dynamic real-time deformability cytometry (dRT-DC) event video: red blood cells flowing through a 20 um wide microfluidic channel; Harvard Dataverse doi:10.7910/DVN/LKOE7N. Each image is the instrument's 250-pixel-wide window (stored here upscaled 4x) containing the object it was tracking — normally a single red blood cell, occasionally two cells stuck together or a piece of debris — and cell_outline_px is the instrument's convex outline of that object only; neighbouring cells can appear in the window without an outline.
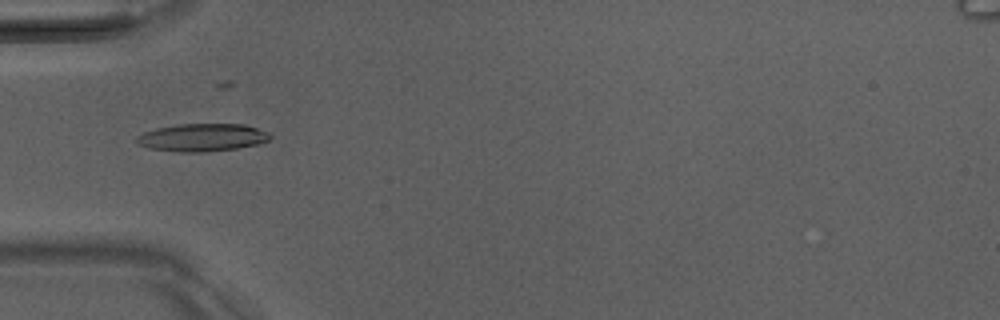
{"species": "Egyptian fruit bat (a non-hibernating species)", "species_latin": "Rousettus aegyptiacus", "temperature_condition": "room temperature", "stored_images_in_passage": 45, "camera_frame_rate_fps": 3000, "um_per_image_px": 0.085, "animal": {"sex": "male"}, "frame": {"image": 1, "passage_image": 11, "time_ms": 3.333, "image_size_px": [1000, 320], "cell_outline_px": [[272, 136], [268, 140], [260, 144], [236, 148], [204, 152], [180, 152], [148, 148], [136, 144], [136, 136], [144, 132], [156, 128], [180, 124], [244, 124], [268, 132]], "centroid_in_image_um": [17.17, 11.69], "position_along_channel_um": 67.8, "area_um2": 21.62}}
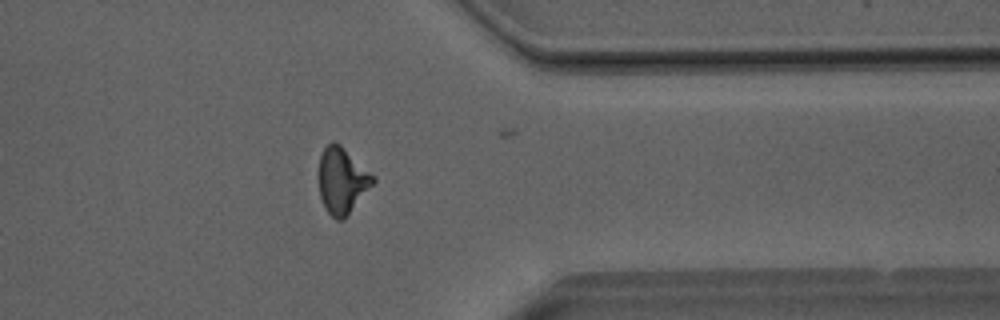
{"frame": {"image": 2, "passage_image": 35, "time_ms": 11.333, "image_size_px": [1000, 320], "cell_outline_px": [[376, 180], [344, 220], [336, 220], [324, 208], [320, 196], [320, 156], [324, 148], [332, 140], [340, 144], [376, 176]], "centroid_in_image_um": [29.1, 15.35], "position_along_channel_um": 382.3, "area_um2": 20.81}}
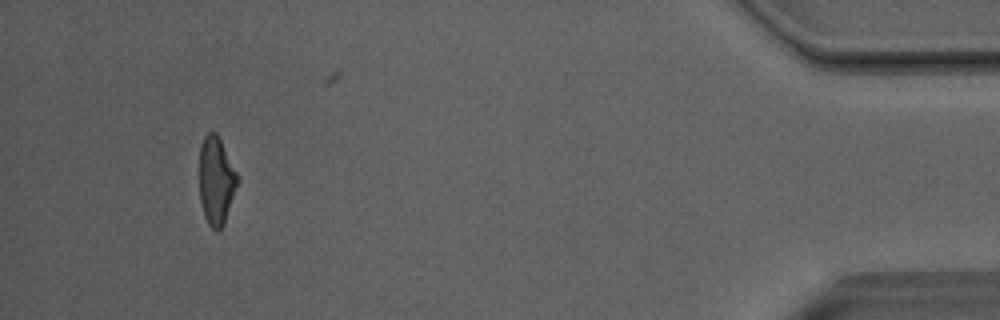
{"frame": {"image": 3, "passage_image": 42, "time_ms": 13.667, "image_size_px": [1000, 320], "cell_outline_px": [[240, 180], [224, 224], [216, 232], [208, 224], [204, 216], [200, 200], [200, 144], [204, 136], [208, 132], [216, 132]], "centroid_in_image_um": [18.38, 15.38], "position_along_channel_um": 416.8, "area_um2": 19.48}}